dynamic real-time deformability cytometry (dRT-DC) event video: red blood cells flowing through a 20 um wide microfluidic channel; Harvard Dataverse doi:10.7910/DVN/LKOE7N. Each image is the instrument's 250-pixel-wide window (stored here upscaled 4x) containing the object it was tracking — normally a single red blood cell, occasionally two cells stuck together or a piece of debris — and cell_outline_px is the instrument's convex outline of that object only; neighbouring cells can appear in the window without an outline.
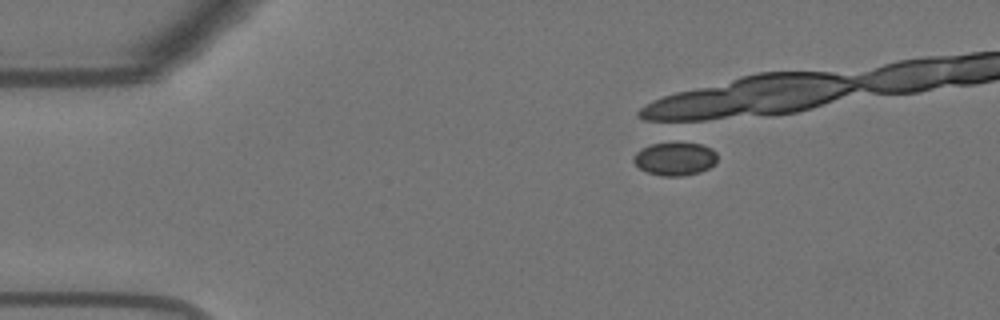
{"species": "Egyptian fruit bat (a non-hibernating species)", "species_latin": "Rousettus aegyptiacus", "temperature_condition": "warm", "stored_images_in_passage": 1, "camera_frame_rate_fps": 3000, "um_per_image_px": 0.085, "animal": {"sex": "female"}, "frame": {"image": 1, "passage_image": 1, "time_ms": 0.0, "image_size_px": [1000, 320], "cell_outline_px": [[716, 160], [708, 168], [700, 172], [684, 176], [660, 176], [648, 172], [640, 168], [632, 160], [632, 156], [640, 148], [652, 144], [700, 144], [712, 148], [716, 152]], "centroid_in_image_um": [57.34, 13.52], "position_along_channel_um": 27.7, "area_um2": 15.95}}